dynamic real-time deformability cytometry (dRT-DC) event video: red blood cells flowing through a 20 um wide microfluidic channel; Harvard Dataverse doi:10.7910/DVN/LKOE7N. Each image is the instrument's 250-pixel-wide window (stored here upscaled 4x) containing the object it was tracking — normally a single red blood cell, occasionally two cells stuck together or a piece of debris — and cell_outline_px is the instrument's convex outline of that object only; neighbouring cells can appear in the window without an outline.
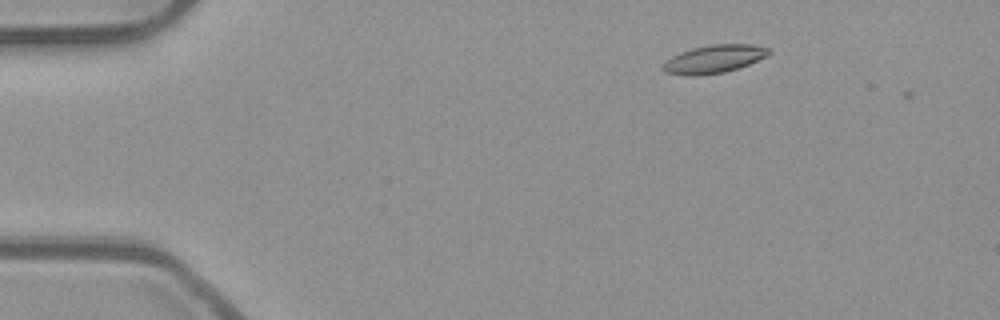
{"species": "common noctule bat (a hibernating species)", "species_latin": "Nyctalus noctula", "temperature_condition": "room temperature", "stored_images_in_passage": 3, "camera_frame_rate_fps": 3000, "um_per_image_px": 0.085, "animal": {"sex": "male", "body_mass_g": 23.1, "forearm_length_mm": 52.7}, "frame": {"image": 1, "passage_image": 2, "time_ms": 0.333, "image_size_px": [1000, 320], "cell_outline_px": [[772, 52], [768, 56], [748, 64], [724, 72], [696, 76], [688, 76], [664, 72], [660, 68], [660, 64], [672, 56], [680, 52], [692, 48], [712, 44], [752, 44], [772, 48]], "centroid_in_image_um": [60.67, 5.01], "position_along_channel_um": 24.3, "area_um2": 17.57}}